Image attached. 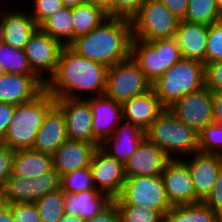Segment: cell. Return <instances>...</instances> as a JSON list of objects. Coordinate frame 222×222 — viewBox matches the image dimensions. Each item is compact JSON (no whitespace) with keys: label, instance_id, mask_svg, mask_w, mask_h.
<instances>
[{"label":"cell","instance_id":"cb8c5ba5","mask_svg":"<svg viewBox=\"0 0 222 222\" xmlns=\"http://www.w3.org/2000/svg\"><path fill=\"white\" fill-rule=\"evenodd\" d=\"M0 15L3 21L4 43L24 50L31 36L39 28L30 12L5 9Z\"/></svg>","mask_w":222,"mask_h":222},{"label":"cell","instance_id":"ffe728a7","mask_svg":"<svg viewBox=\"0 0 222 222\" xmlns=\"http://www.w3.org/2000/svg\"><path fill=\"white\" fill-rule=\"evenodd\" d=\"M91 143L67 139L52 155L54 170L60 175L89 167L96 150Z\"/></svg>","mask_w":222,"mask_h":222},{"label":"cell","instance_id":"7c38bea8","mask_svg":"<svg viewBox=\"0 0 222 222\" xmlns=\"http://www.w3.org/2000/svg\"><path fill=\"white\" fill-rule=\"evenodd\" d=\"M90 170L96 189L112 200L118 198L126 180L125 166L100 146L94 151Z\"/></svg>","mask_w":222,"mask_h":222},{"label":"cell","instance_id":"7a4b0ae2","mask_svg":"<svg viewBox=\"0 0 222 222\" xmlns=\"http://www.w3.org/2000/svg\"><path fill=\"white\" fill-rule=\"evenodd\" d=\"M131 20L108 17L69 46L79 55L111 67L131 56Z\"/></svg>","mask_w":222,"mask_h":222},{"label":"cell","instance_id":"52a82bcc","mask_svg":"<svg viewBox=\"0 0 222 222\" xmlns=\"http://www.w3.org/2000/svg\"><path fill=\"white\" fill-rule=\"evenodd\" d=\"M115 205H135L151 208L165 215L171 205L161 175L126 177L118 198L113 199Z\"/></svg>","mask_w":222,"mask_h":222},{"label":"cell","instance_id":"4dcf8cb0","mask_svg":"<svg viewBox=\"0 0 222 222\" xmlns=\"http://www.w3.org/2000/svg\"><path fill=\"white\" fill-rule=\"evenodd\" d=\"M0 65L6 73L36 75L30 67L25 51L4 42L0 43Z\"/></svg>","mask_w":222,"mask_h":222},{"label":"cell","instance_id":"9c48e42d","mask_svg":"<svg viewBox=\"0 0 222 222\" xmlns=\"http://www.w3.org/2000/svg\"><path fill=\"white\" fill-rule=\"evenodd\" d=\"M151 89L152 83L132 56L108 67L104 95L118 103L123 104Z\"/></svg>","mask_w":222,"mask_h":222},{"label":"cell","instance_id":"d6a6232c","mask_svg":"<svg viewBox=\"0 0 222 222\" xmlns=\"http://www.w3.org/2000/svg\"><path fill=\"white\" fill-rule=\"evenodd\" d=\"M41 222H58L65 214L64 192L58 191L48 193L36 202Z\"/></svg>","mask_w":222,"mask_h":222},{"label":"cell","instance_id":"836d02e7","mask_svg":"<svg viewBox=\"0 0 222 222\" xmlns=\"http://www.w3.org/2000/svg\"><path fill=\"white\" fill-rule=\"evenodd\" d=\"M96 189L89 167L78 169L61 176V190L64 193H79Z\"/></svg>","mask_w":222,"mask_h":222},{"label":"cell","instance_id":"83f0119b","mask_svg":"<svg viewBox=\"0 0 222 222\" xmlns=\"http://www.w3.org/2000/svg\"><path fill=\"white\" fill-rule=\"evenodd\" d=\"M72 15L73 41L77 37L87 34L108 18L107 12L103 8L86 2L72 7Z\"/></svg>","mask_w":222,"mask_h":222},{"label":"cell","instance_id":"b9f144b4","mask_svg":"<svg viewBox=\"0 0 222 222\" xmlns=\"http://www.w3.org/2000/svg\"><path fill=\"white\" fill-rule=\"evenodd\" d=\"M205 86L212 92H222V61L204 64Z\"/></svg>","mask_w":222,"mask_h":222},{"label":"cell","instance_id":"30bf717a","mask_svg":"<svg viewBox=\"0 0 222 222\" xmlns=\"http://www.w3.org/2000/svg\"><path fill=\"white\" fill-rule=\"evenodd\" d=\"M63 47L64 45L59 40L52 38L40 28L34 32L26 44L24 51L30 67L44 83L55 74Z\"/></svg>","mask_w":222,"mask_h":222},{"label":"cell","instance_id":"44dd1931","mask_svg":"<svg viewBox=\"0 0 222 222\" xmlns=\"http://www.w3.org/2000/svg\"><path fill=\"white\" fill-rule=\"evenodd\" d=\"M165 110L153 89L122 104L123 120L144 132Z\"/></svg>","mask_w":222,"mask_h":222},{"label":"cell","instance_id":"681fc988","mask_svg":"<svg viewBox=\"0 0 222 222\" xmlns=\"http://www.w3.org/2000/svg\"><path fill=\"white\" fill-rule=\"evenodd\" d=\"M0 222H14L11 214V204L0 205Z\"/></svg>","mask_w":222,"mask_h":222},{"label":"cell","instance_id":"ba28073f","mask_svg":"<svg viewBox=\"0 0 222 222\" xmlns=\"http://www.w3.org/2000/svg\"><path fill=\"white\" fill-rule=\"evenodd\" d=\"M180 20L158 0H145L131 19L133 39L152 41L173 38Z\"/></svg>","mask_w":222,"mask_h":222},{"label":"cell","instance_id":"603a6c76","mask_svg":"<svg viewBox=\"0 0 222 222\" xmlns=\"http://www.w3.org/2000/svg\"><path fill=\"white\" fill-rule=\"evenodd\" d=\"M208 25L180 20L174 38L182 58L199 60L206 64Z\"/></svg>","mask_w":222,"mask_h":222},{"label":"cell","instance_id":"6da1fadb","mask_svg":"<svg viewBox=\"0 0 222 222\" xmlns=\"http://www.w3.org/2000/svg\"><path fill=\"white\" fill-rule=\"evenodd\" d=\"M107 70L106 65L86 59L70 46H64L55 74L45 83V89L55 99H87L104 95ZM85 93L91 94L86 96Z\"/></svg>","mask_w":222,"mask_h":222},{"label":"cell","instance_id":"f1b7e54d","mask_svg":"<svg viewBox=\"0 0 222 222\" xmlns=\"http://www.w3.org/2000/svg\"><path fill=\"white\" fill-rule=\"evenodd\" d=\"M39 28L64 46L73 42L72 7H64L46 19Z\"/></svg>","mask_w":222,"mask_h":222},{"label":"cell","instance_id":"f35d334b","mask_svg":"<svg viewBox=\"0 0 222 222\" xmlns=\"http://www.w3.org/2000/svg\"><path fill=\"white\" fill-rule=\"evenodd\" d=\"M144 2L145 0H111V6L106 12L108 17L131 20Z\"/></svg>","mask_w":222,"mask_h":222},{"label":"cell","instance_id":"9f6ffc18","mask_svg":"<svg viewBox=\"0 0 222 222\" xmlns=\"http://www.w3.org/2000/svg\"><path fill=\"white\" fill-rule=\"evenodd\" d=\"M5 70L3 69V67L0 65V77L5 74Z\"/></svg>","mask_w":222,"mask_h":222},{"label":"cell","instance_id":"60d3db41","mask_svg":"<svg viewBox=\"0 0 222 222\" xmlns=\"http://www.w3.org/2000/svg\"><path fill=\"white\" fill-rule=\"evenodd\" d=\"M14 222H41L39 210L35 202H18L11 204Z\"/></svg>","mask_w":222,"mask_h":222},{"label":"cell","instance_id":"f6af8a7d","mask_svg":"<svg viewBox=\"0 0 222 222\" xmlns=\"http://www.w3.org/2000/svg\"><path fill=\"white\" fill-rule=\"evenodd\" d=\"M14 109L13 104L0 103V142L8 131Z\"/></svg>","mask_w":222,"mask_h":222},{"label":"cell","instance_id":"c3c4849f","mask_svg":"<svg viewBox=\"0 0 222 222\" xmlns=\"http://www.w3.org/2000/svg\"><path fill=\"white\" fill-rule=\"evenodd\" d=\"M213 103V121L214 123H222V92L212 93Z\"/></svg>","mask_w":222,"mask_h":222},{"label":"cell","instance_id":"d6986e66","mask_svg":"<svg viewBox=\"0 0 222 222\" xmlns=\"http://www.w3.org/2000/svg\"><path fill=\"white\" fill-rule=\"evenodd\" d=\"M144 139L145 132L142 129L123 120L100 147L125 166Z\"/></svg>","mask_w":222,"mask_h":222},{"label":"cell","instance_id":"e575fe53","mask_svg":"<svg viewBox=\"0 0 222 222\" xmlns=\"http://www.w3.org/2000/svg\"><path fill=\"white\" fill-rule=\"evenodd\" d=\"M198 152L206 154L222 152V123L209 124L198 133Z\"/></svg>","mask_w":222,"mask_h":222},{"label":"cell","instance_id":"1f68e13d","mask_svg":"<svg viewBox=\"0 0 222 222\" xmlns=\"http://www.w3.org/2000/svg\"><path fill=\"white\" fill-rule=\"evenodd\" d=\"M183 20L210 26L221 21L222 15L215 0H189L187 13Z\"/></svg>","mask_w":222,"mask_h":222},{"label":"cell","instance_id":"6f0895ef","mask_svg":"<svg viewBox=\"0 0 222 222\" xmlns=\"http://www.w3.org/2000/svg\"><path fill=\"white\" fill-rule=\"evenodd\" d=\"M3 203L2 198H1V192H0V205Z\"/></svg>","mask_w":222,"mask_h":222},{"label":"cell","instance_id":"7dc6e473","mask_svg":"<svg viewBox=\"0 0 222 222\" xmlns=\"http://www.w3.org/2000/svg\"><path fill=\"white\" fill-rule=\"evenodd\" d=\"M179 20H183L187 13L189 0H158Z\"/></svg>","mask_w":222,"mask_h":222},{"label":"cell","instance_id":"74e56055","mask_svg":"<svg viewBox=\"0 0 222 222\" xmlns=\"http://www.w3.org/2000/svg\"><path fill=\"white\" fill-rule=\"evenodd\" d=\"M216 61H222V20L208 28L206 64Z\"/></svg>","mask_w":222,"mask_h":222},{"label":"cell","instance_id":"484cf974","mask_svg":"<svg viewBox=\"0 0 222 222\" xmlns=\"http://www.w3.org/2000/svg\"><path fill=\"white\" fill-rule=\"evenodd\" d=\"M53 168L52 156L33 149L15 150L12 174L21 178L38 177Z\"/></svg>","mask_w":222,"mask_h":222},{"label":"cell","instance_id":"f907efd6","mask_svg":"<svg viewBox=\"0 0 222 222\" xmlns=\"http://www.w3.org/2000/svg\"><path fill=\"white\" fill-rule=\"evenodd\" d=\"M86 3L100 6L105 11H107L111 6V0H86Z\"/></svg>","mask_w":222,"mask_h":222},{"label":"cell","instance_id":"816d5d0a","mask_svg":"<svg viewBox=\"0 0 222 222\" xmlns=\"http://www.w3.org/2000/svg\"><path fill=\"white\" fill-rule=\"evenodd\" d=\"M58 222H86V220L82 219L81 217L77 215L71 216L65 213Z\"/></svg>","mask_w":222,"mask_h":222},{"label":"cell","instance_id":"ac0fdd59","mask_svg":"<svg viewBox=\"0 0 222 222\" xmlns=\"http://www.w3.org/2000/svg\"><path fill=\"white\" fill-rule=\"evenodd\" d=\"M169 160L161 148L145 138L125 165L126 177L161 175Z\"/></svg>","mask_w":222,"mask_h":222},{"label":"cell","instance_id":"7402d4cb","mask_svg":"<svg viewBox=\"0 0 222 222\" xmlns=\"http://www.w3.org/2000/svg\"><path fill=\"white\" fill-rule=\"evenodd\" d=\"M67 139L64 115L54 105L45 115L32 149L52 156Z\"/></svg>","mask_w":222,"mask_h":222},{"label":"cell","instance_id":"bcb514c9","mask_svg":"<svg viewBox=\"0 0 222 222\" xmlns=\"http://www.w3.org/2000/svg\"><path fill=\"white\" fill-rule=\"evenodd\" d=\"M86 222H121L119 210L112 202L101 213L95 215L93 218L86 220Z\"/></svg>","mask_w":222,"mask_h":222},{"label":"cell","instance_id":"ee69618b","mask_svg":"<svg viewBox=\"0 0 222 222\" xmlns=\"http://www.w3.org/2000/svg\"><path fill=\"white\" fill-rule=\"evenodd\" d=\"M204 202L222 219V167L218 172L212 193Z\"/></svg>","mask_w":222,"mask_h":222},{"label":"cell","instance_id":"4fadbf2b","mask_svg":"<svg viewBox=\"0 0 222 222\" xmlns=\"http://www.w3.org/2000/svg\"><path fill=\"white\" fill-rule=\"evenodd\" d=\"M161 176L172 206L202 202L196 196L188 165L182 159H170Z\"/></svg>","mask_w":222,"mask_h":222},{"label":"cell","instance_id":"ab89813d","mask_svg":"<svg viewBox=\"0 0 222 222\" xmlns=\"http://www.w3.org/2000/svg\"><path fill=\"white\" fill-rule=\"evenodd\" d=\"M33 10L30 11L35 23L40 26L46 19L54 15L57 11L64 8L62 0H33Z\"/></svg>","mask_w":222,"mask_h":222},{"label":"cell","instance_id":"f5cc1de1","mask_svg":"<svg viewBox=\"0 0 222 222\" xmlns=\"http://www.w3.org/2000/svg\"><path fill=\"white\" fill-rule=\"evenodd\" d=\"M62 1L65 7H76L86 2V0H62Z\"/></svg>","mask_w":222,"mask_h":222},{"label":"cell","instance_id":"277c9868","mask_svg":"<svg viewBox=\"0 0 222 222\" xmlns=\"http://www.w3.org/2000/svg\"><path fill=\"white\" fill-rule=\"evenodd\" d=\"M145 138L161 148L170 159H182L198 152V133L168 109L148 127Z\"/></svg>","mask_w":222,"mask_h":222},{"label":"cell","instance_id":"4316f807","mask_svg":"<svg viewBox=\"0 0 222 222\" xmlns=\"http://www.w3.org/2000/svg\"><path fill=\"white\" fill-rule=\"evenodd\" d=\"M164 222H222V219L205 203L173 206Z\"/></svg>","mask_w":222,"mask_h":222},{"label":"cell","instance_id":"d4e9b609","mask_svg":"<svg viewBox=\"0 0 222 222\" xmlns=\"http://www.w3.org/2000/svg\"><path fill=\"white\" fill-rule=\"evenodd\" d=\"M65 213L79 216L84 220L93 218L106 209L113 200L97 189L86 190L79 193H64Z\"/></svg>","mask_w":222,"mask_h":222},{"label":"cell","instance_id":"11a10c76","mask_svg":"<svg viewBox=\"0 0 222 222\" xmlns=\"http://www.w3.org/2000/svg\"><path fill=\"white\" fill-rule=\"evenodd\" d=\"M215 1H216L217 8L222 15V0H215Z\"/></svg>","mask_w":222,"mask_h":222},{"label":"cell","instance_id":"5b68a950","mask_svg":"<svg viewBox=\"0 0 222 222\" xmlns=\"http://www.w3.org/2000/svg\"><path fill=\"white\" fill-rule=\"evenodd\" d=\"M205 87L204 63L181 58L152 83L157 98L168 109L183 96Z\"/></svg>","mask_w":222,"mask_h":222},{"label":"cell","instance_id":"d590c367","mask_svg":"<svg viewBox=\"0 0 222 222\" xmlns=\"http://www.w3.org/2000/svg\"><path fill=\"white\" fill-rule=\"evenodd\" d=\"M121 222H164V215L155 209L135 205H116Z\"/></svg>","mask_w":222,"mask_h":222},{"label":"cell","instance_id":"8fae6325","mask_svg":"<svg viewBox=\"0 0 222 222\" xmlns=\"http://www.w3.org/2000/svg\"><path fill=\"white\" fill-rule=\"evenodd\" d=\"M212 91L206 86L177 100L168 110L199 133L213 121Z\"/></svg>","mask_w":222,"mask_h":222},{"label":"cell","instance_id":"8d00e7d4","mask_svg":"<svg viewBox=\"0 0 222 222\" xmlns=\"http://www.w3.org/2000/svg\"><path fill=\"white\" fill-rule=\"evenodd\" d=\"M32 181L34 187V202L48 193L61 189V177L54 168L41 176L34 177Z\"/></svg>","mask_w":222,"mask_h":222},{"label":"cell","instance_id":"db71d44e","mask_svg":"<svg viewBox=\"0 0 222 222\" xmlns=\"http://www.w3.org/2000/svg\"><path fill=\"white\" fill-rule=\"evenodd\" d=\"M4 42V28H3V21L0 16V43Z\"/></svg>","mask_w":222,"mask_h":222},{"label":"cell","instance_id":"9a60e30c","mask_svg":"<svg viewBox=\"0 0 222 222\" xmlns=\"http://www.w3.org/2000/svg\"><path fill=\"white\" fill-rule=\"evenodd\" d=\"M91 107L93 144L99 147L123 121L122 104L106 95L86 99Z\"/></svg>","mask_w":222,"mask_h":222},{"label":"cell","instance_id":"3957f363","mask_svg":"<svg viewBox=\"0 0 222 222\" xmlns=\"http://www.w3.org/2000/svg\"><path fill=\"white\" fill-rule=\"evenodd\" d=\"M56 99L44 89L31 101L15 105L8 131L1 141L11 149H32L45 115Z\"/></svg>","mask_w":222,"mask_h":222},{"label":"cell","instance_id":"7bdbcfd3","mask_svg":"<svg viewBox=\"0 0 222 222\" xmlns=\"http://www.w3.org/2000/svg\"><path fill=\"white\" fill-rule=\"evenodd\" d=\"M14 150L0 142V188L12 174Z\"/></svg>","mask_w":222,"mask_h":222},{"label":"cell","instance_id":"8992f818","mask_svg":"<svg viewBox=\"0 0 222 222\" xmlns=\"http://www.w3.org/2000/svg\"><path fill=\"white\" fill-rule=\"evenodd\" d=\"M131 56L151 83L182 58L174 37L152 41L132 39Z\"/></svg>","mask_w":222,"mask_h":222},{"label":"cell","instance_id":"2e32d148","mask_svg":"<svg viewBox=\"0 0 222 222\" xmlns=\"http://www.w3.org/2000/svg\"><path fill=\"white\" fill-rule=\"evenodd\" d=\"M187 157V158H186ZM182 160L188 165L196 196L204 202L212 193L218 172L222 167L219 154L196 152Z\"/></svg>","mask_w":222,"mask_h":222},{"label":"cell","instance_id":"e0dca14e","mask_svg":"<svg viewBox=\"0 0 222 222\" xmlns=\"http://www.w3.org/2000/svg\"><path fill=\"white\" fill-rule=\"evenodd\" d=\"M45 89L37 75L5 73L0 77V103L21 104L31 101Z\"/></svg>","mask_w":222,"mask_h":222},{"label":"cell","instance_id":"5bb4252c","mask_svg":"<svg viewBox=\"0 0 222 222\" xmlns=\"http://www.w3.org/2000/svg\"><path fill=\"white\" fill-rule=\"evenodd\" d=\"M55 105L62 111L68 139L93 144L92 110L86 99L58 98Z\"/></svg>","mask_w":222,"mask_h":222},{"label":"cell","instance_id":"f546056e","mask_svg":"<svg viewBox=\"0 0 222 222\" xmlns=\"http://www.w3.org/2000/svg\"><path fill=\"white\" fill-rule=\"evenodd\" d=\"M31 178H21L11 174L0 188L4 204L34 202V187Z\"/></svg>","mask_w":222,"mask_h":222}]
</instances>
